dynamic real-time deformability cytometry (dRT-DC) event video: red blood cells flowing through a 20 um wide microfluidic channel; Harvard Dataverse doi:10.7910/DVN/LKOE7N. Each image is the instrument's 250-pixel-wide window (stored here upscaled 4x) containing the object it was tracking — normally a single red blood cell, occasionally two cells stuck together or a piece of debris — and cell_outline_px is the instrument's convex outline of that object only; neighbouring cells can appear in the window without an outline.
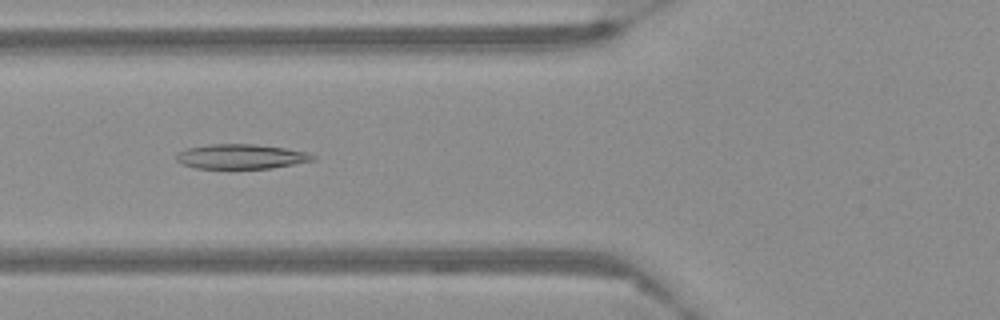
{"species": "Egyptian fruit bat (a non-hibernating species)", "species_latin": "Rousettus aegyptiacus", "temperature_condition": "warm", "stored_images_in_passage": 58, "camera_frame_rate_fps": 3000, "um_per_image_px": 0.085, "frame": {"image": 1, "passage_image": 23, "time_ms": 7.333, "image_size_px": [1000, 320], "cell_outline_px": [[316, 160], [272, 168], [196, 168], [184, 164], [176, 160], [176, 152], [188, 148], [208, 144], [256, 144], [284, 148], [308, 152], [316, 156]], "centroid_in_image_um": [20.51, 13.3], "position_along_channel_um": 105.3, "area_um2": 19.65}}
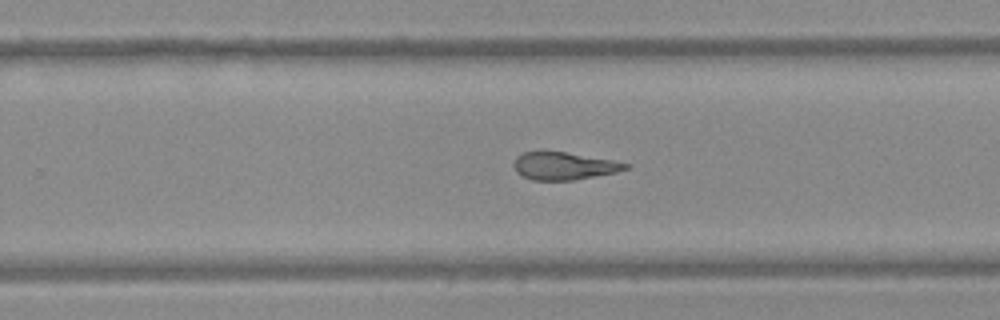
{"frame": {"image": 2, "passage_image": 38, "time_ms": 12.333, "image_size_px": [1000, 320], "cell_outline_px": [[632, 168], [616, 172], [572, 180], [532, 180], [516, 172], [512, 164], [516, 156], [524, 152], [564, 152], [612, 160], [632, 164]], "centroid_in_image_um": [47.95, 14.11], "position_along_channel_um": 281.9, "area_um2": 17.86}}
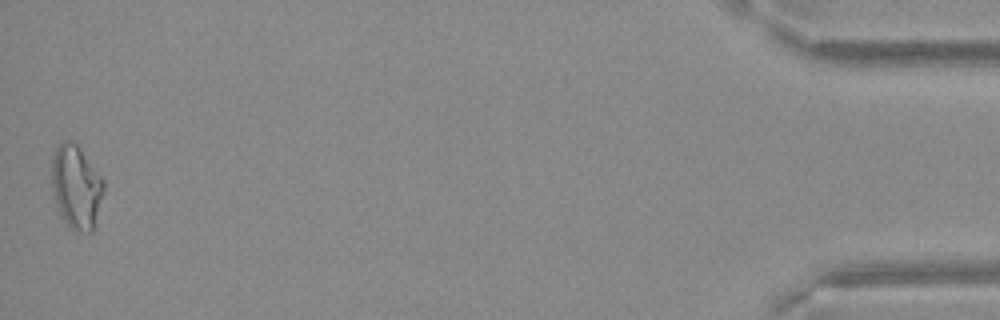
{"frame": {"image": 3, "passage_image": 58, "time_ms": 19.0, "image_size_px": [1000, 320], "cell_outline_px": [[104, 192], [92, 232], [80, 232], [72, 228], [60, 216], [52, 188], [52, 152], [64, 140], [68, 140], [76, 144], [104, 180]], "centroid_in_image_um": [6.48, 15.89], "position_along_channel_um": 428.7, "area_um2": 25.03}}